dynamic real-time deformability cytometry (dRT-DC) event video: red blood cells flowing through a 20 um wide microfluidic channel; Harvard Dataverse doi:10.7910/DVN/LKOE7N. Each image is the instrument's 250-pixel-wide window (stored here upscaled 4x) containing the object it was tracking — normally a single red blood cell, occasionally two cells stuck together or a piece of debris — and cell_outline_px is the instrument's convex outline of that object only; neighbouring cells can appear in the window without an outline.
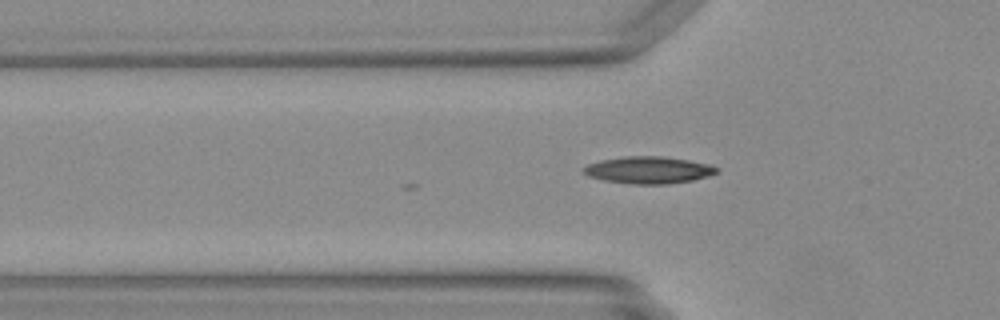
{"species": "Egyptian fruit bat (a non-hibernating species)", "species_latin": "Rousettus aegyptiacus", "temperature_condition": "warm", "stored_images_in_passage": 10, "camera_frame_rate_fps": 3000, "um_per_image_px": 0.085, "animal": {"sex": "female"}, "frame": {"image": 1, "passage_image": 3, "time_ms": 0.667, "image_size_px": [1000, 320], "cell_outline_px": [[720, 172], [708, 176], [692, 180], [664, 184], [632, 184], [604, 180], [588, 176], [580, 172], [580, 168], [588, 164], [600, 160], [624, 156], [660, 156], [688, 160], [708, 164], [720, 168]], "centroid_in_image_um": [55.09, 14.45], "position_along_channel_um": 70.7, "area_um2": 21.1}}
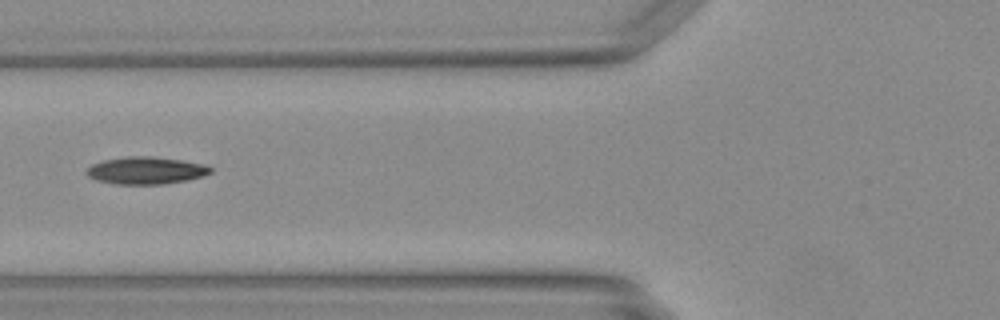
{"frame": {"image": 2, "passage_image": 6, "time_ms": 1.667, "image_size_px": [1000, 320], "cell_outline_px": [[212, 172], [188, 180], [164, 184], [116, 184], [96, 180], [88, 176], [84, 172], [92, 164], [104, 160], [128, 156], [152, 156], [180, 160], [204, 164], [212, 168]], "centroid_in_image_um": [12.38, 14.49], "position_along_channel_um": 113.4, "area_um2": 19.65}}